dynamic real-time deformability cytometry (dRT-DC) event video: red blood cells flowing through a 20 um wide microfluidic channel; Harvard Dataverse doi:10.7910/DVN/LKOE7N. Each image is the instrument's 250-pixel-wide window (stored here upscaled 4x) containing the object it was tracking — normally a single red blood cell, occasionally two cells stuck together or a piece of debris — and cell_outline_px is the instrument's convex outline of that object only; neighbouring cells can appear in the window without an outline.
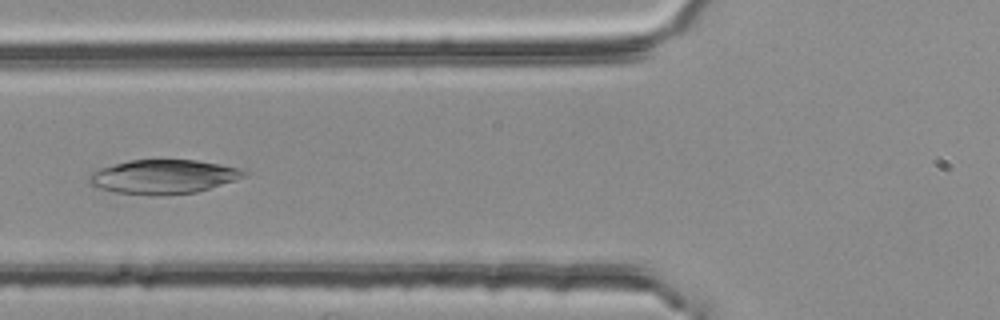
{"species": "common noctule bat (a hibernating species)", "species_latin": "Nyctalus noctula", "temperature_condition": "room temperature", "stored_images_in_passage": 7, "camera_frame_rate_fps": 3000, "um_per_image_px": 0.085, "animal": {"sex": "female", "body_mass_g": 25.1}, "frame": {"image": 1, "passage_image": 5, "time_ms": 1.333, "image_size_px": [1000, 320], "cell_outline_px": [[248, 172], [244, 176], [236, 180], [196, 192], [160, 196], [152, 196], [116, 192], [100, 188], [88, 184], [88, 176], [92, 172], [100, 168], [128, 160], [196, 160], [236, 168]], "centroid_in_image_um": [13.83, 15.03], "position_along_channel_um": 112.0, "area_um2": 30.63}}
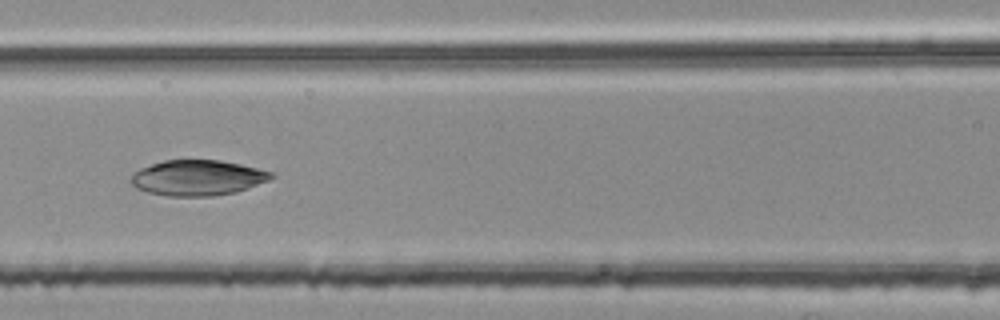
{"frame": {"image": 2, "passage_image": 6, "time_ms": 1.667, "image_size_px": [1000, 320], "cell_outline_px": [[276, 176], [268, 180], [248, 188], [236, 192], [212, 196], [168, 196], [148, 192], [136, 188], [132, 184], [132, 176], [140, 168], [164, 160], [220, 160], [240, 164], [272, 172]], "centroid_in_image_um": [16.81, 15.11], "position_along_channel_um": 149.8, "area_um2": 28.78}}
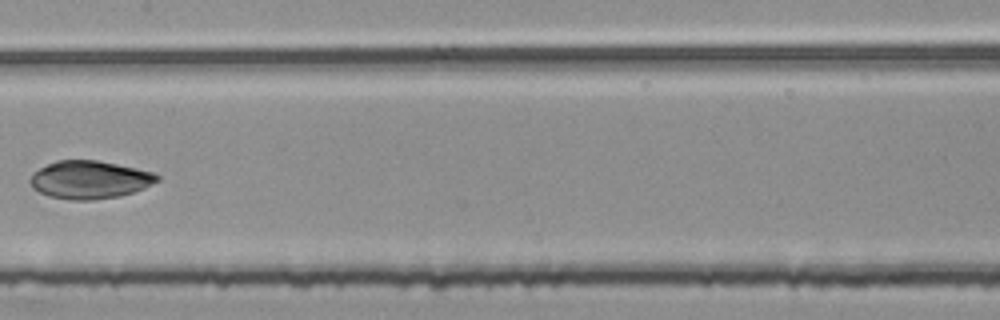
{"frame": {"image": 3, "passage_image": 7, "time_ms": 2.0, "image_size_px": [1000, 320], "cell_outline_px": [[160, 180], [144, 188], [120, 196], [92, 200], [72, 200], [48, 196], [32, 188], [28, 180], [40, 168], [56, 160], [96, 160], [136, 168], [152, 172], [160, 176]], "centroid_in_image_um": [7.62, 15.28], "position_along_channel_um": 199.8, "area_um2": 27.98}}